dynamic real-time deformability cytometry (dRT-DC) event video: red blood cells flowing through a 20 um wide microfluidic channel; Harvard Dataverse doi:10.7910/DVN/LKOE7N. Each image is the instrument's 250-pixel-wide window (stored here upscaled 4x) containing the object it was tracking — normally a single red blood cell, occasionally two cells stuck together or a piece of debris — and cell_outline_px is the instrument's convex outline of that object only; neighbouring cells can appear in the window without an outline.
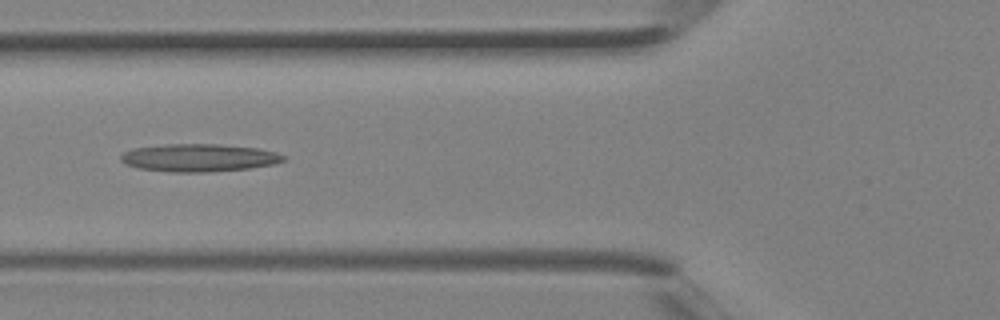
{"species": "Egyptian fruit bat (a non-hibernating species)", "species_latin": "Rousettus aegyptiacus", "temperature_condition": "room temperature", "stored_images_in_passage": 4, "camera_frame_rate_fps": 3000, "um_per_image_px": 0.085, "animal": {"sex": "female"}, "frame": {"image": 1, "passage_image": 4, "time_ms": 1.0, "image_size_px": [1000, 320], "cell_outline_px": [[288, 156], [284, 160], [272, 164], [248, 168], [212, 172], [172, 172], [140, 168], [124, 164], [120, 160], [120, 156], [124, 152], [132, 148], [168, 144], [216, 144], [256, 148], [276, 152]], "centroid_in_image_um": [16.89, 13.41], "position_along_channel_um": 108.9, "area_um2": 26.24}}